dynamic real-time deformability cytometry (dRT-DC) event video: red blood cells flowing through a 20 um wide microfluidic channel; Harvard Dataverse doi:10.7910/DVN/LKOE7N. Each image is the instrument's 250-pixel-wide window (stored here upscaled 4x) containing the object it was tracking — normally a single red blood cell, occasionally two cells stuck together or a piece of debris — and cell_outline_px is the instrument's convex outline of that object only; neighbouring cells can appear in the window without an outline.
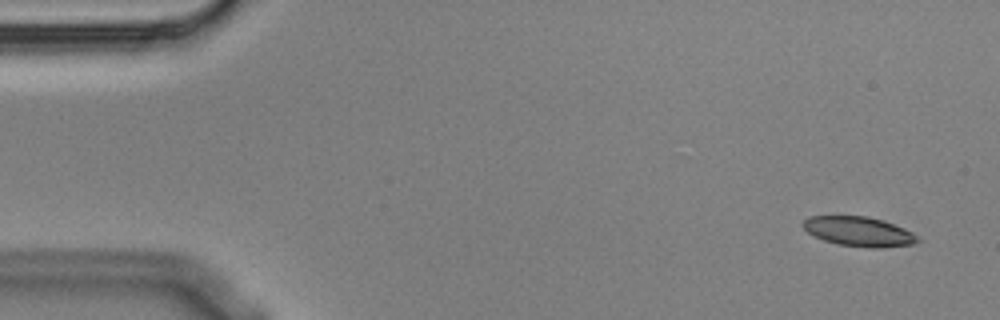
{"species": "Egyptian fruit bat (a non-hibernating species)", "species_latin": "Rousettus aegyptiacus", "temperature_condition": "cold", "stored_images_in_passage": 6, "segment_of_instrument_passage": [2, 2], "camera_frame_rate_fps": 3000, "um_per_image_px": 0.085, "animal": {"sex": "male"}, "frame": {"image": 1, "passage_image": 6, "time_ms": 1.667, "image_size_px": [1000, 320], "cell_outline_px": [[920, 240], [912, 244], [880, 248], [868, 248], [836, 244], [824, 240], [808, 232], [800, 224], [808, 216], [868, 216], [904, 228], [912, 232]], "centroid_in_image_um": [72.97, 19.68], "position_along_channel_um": 12.0, "area_um2": 19.65}}